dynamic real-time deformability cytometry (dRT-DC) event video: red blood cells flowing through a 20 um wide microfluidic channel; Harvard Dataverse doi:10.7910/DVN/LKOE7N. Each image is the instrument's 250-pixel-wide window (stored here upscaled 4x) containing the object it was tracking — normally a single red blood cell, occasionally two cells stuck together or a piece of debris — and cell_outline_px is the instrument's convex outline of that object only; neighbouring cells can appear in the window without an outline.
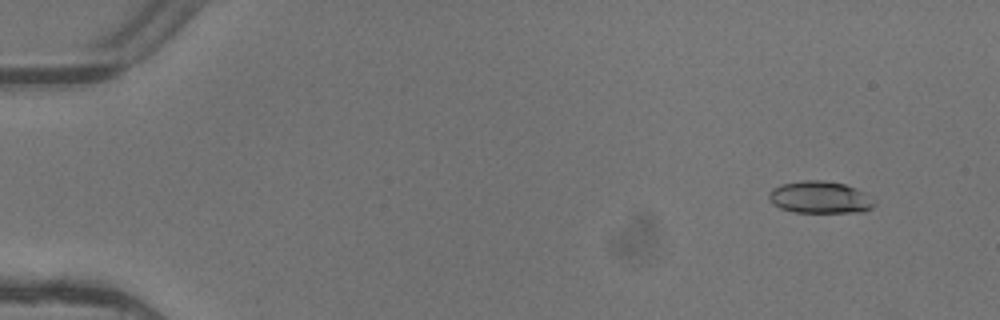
{"species": "common noctule bat (a hibernating species)", "species_latin": "Nyctalus noctula", "temperature_condition": "warm", "stored_images_in_passage": 5, "segment_of_instrument_passage": [1, 2], "camera_frame_rate_fps": 3000, "um_per_image_px": 0.085, "animal": {"sex": "female"}, "frame": {"image": 1, "passage_image": 1, "time_ms": 0.0, "image_size_px": [1000, 320], "cell_outline_px": [[876, 204], [872, 208], [864, 212], [792, 212], [780, 208], [772, 204], [768, 200], [768, 192], [772, 188], [780, 184], [800, 180], [824, 180], [844, 184], [856, 188], [864, 192], [876, 200]], "centroid_in_image_um": [69.68, 16.77], "position_along_channel_um": 15.3, "area_um2": 20.17}}
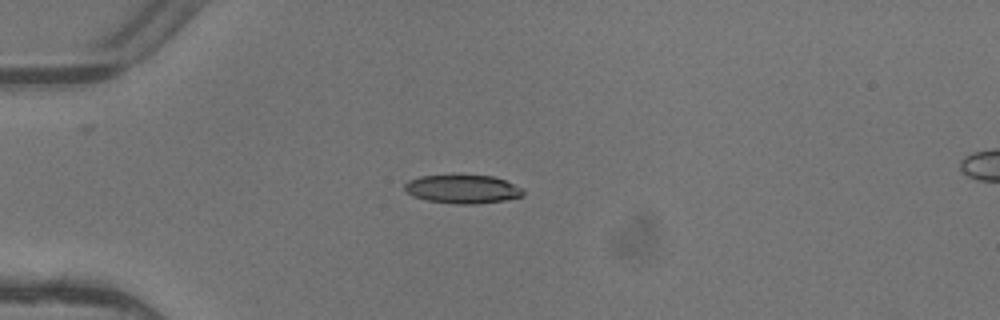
{"frame": {"image": 2, "passage_image": 4, "time_ms": 1.0, "image_size_px": [1000, 320], "cell_outline_px": [[524, 196], [504, 200], [476, 204], [456, 204], [428, 200], [412, 196], [404, 188], [404, 184], [408, 180], [420, 176], [452, 172], [492, 176], [504, 180], [520, 188], [524, 192]], "centroid_in_image_um": [39.27, 16.02], "position_along_channel_um": 45.7, "area_um2": 20.4}}